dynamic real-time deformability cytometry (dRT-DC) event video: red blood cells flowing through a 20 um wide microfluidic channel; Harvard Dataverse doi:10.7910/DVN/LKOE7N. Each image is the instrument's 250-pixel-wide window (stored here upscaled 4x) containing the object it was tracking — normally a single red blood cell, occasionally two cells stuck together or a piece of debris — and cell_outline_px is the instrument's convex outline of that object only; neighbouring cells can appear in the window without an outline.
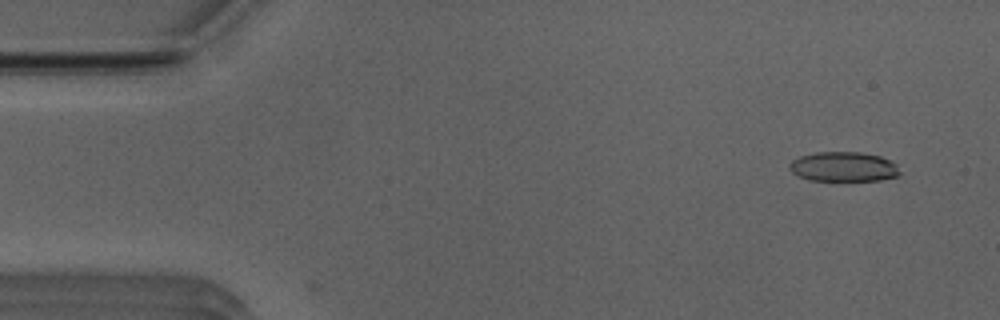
{"species": "Egyptian fruit bat (a non-hibernating species)", "species_latin": "Rousettus aegyptiacus", "temperature_condition": "room temperature", "stored_images_in_passage": 4, "camera_frame_rate_fps": 3000, "um_per_image_px": 0.085, "animal": {"sex": "male"}, "frame": {"image": 1, "passage_image": 3, "time_ms": 0.667, "image_size_px": [1000, 320], "cell_outline_px": [[900, 176], [880, 180], [808, 180], [796, 176], [788, 168], [788, 164], [792, 160], [800, 156], [816, 152], [860, 152], [880, 156], [896, 164], [900, 172]], "centroid_in_image_um": [71.67, 14.17], "position_along_channel_um": 13.3, "area_um2": 19.19}}